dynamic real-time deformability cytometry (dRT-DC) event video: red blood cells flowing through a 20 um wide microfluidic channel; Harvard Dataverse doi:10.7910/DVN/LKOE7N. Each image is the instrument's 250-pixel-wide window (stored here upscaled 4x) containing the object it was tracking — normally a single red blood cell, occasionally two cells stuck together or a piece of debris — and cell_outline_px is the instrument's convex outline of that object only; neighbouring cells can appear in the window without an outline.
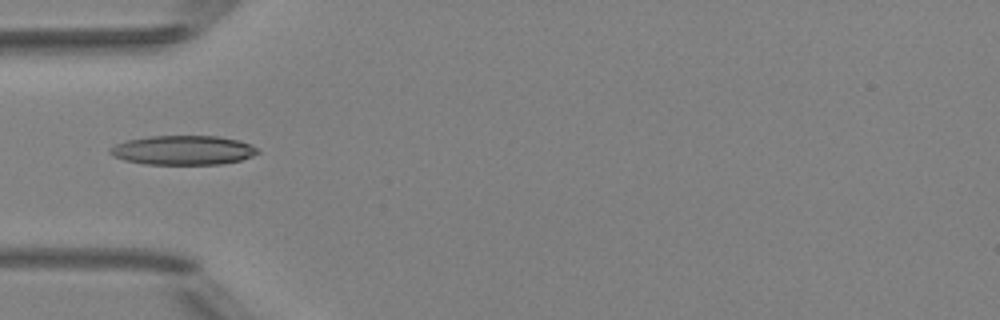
{"species": "Egyptian fruit bat (a non-hibernating species)", "species_latin": "Rousettus aegyptiacus", "temperature_condition": "room temperature", "stored_images_in_passage": 4, "camera_frame_rate_fps": 3000, "um_per_image_px": 0.085, "animal": {"sex": "female"}, "frame": {"image": 1, "passage_image": 4, "time_ms": 3.333, "image_size_px": [1000, 320], "cell_outline_px": [[260, 152], [252, 156], [240, 160], [220, 164], [144, 164], [124, 160], [112, 156], [108, 152], [108, 148], [116, 144], [128, 140], [148, 136], [216, 136], [236, 140], [252, 144]], "centroid_in_image_um": [15.53, 12.77], "position_along_channel_um": 69.5, "area_um2": 25.2}}